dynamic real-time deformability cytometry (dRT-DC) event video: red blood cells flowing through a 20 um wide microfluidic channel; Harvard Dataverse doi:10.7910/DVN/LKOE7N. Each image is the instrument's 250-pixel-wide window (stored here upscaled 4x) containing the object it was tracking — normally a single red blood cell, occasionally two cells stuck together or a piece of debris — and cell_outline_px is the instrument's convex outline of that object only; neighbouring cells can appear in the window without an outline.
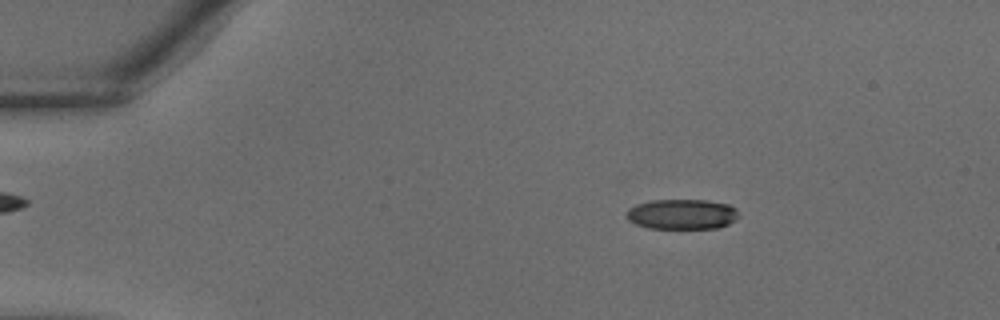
{"species": "common noctule bat (a hibernating species)", "species_latin": "Nyctalus noctula", "temperature_condition": "warm", "stored_images_in_passage": 37, "camera_frame_rate_fps": 3000, "um_per_image_px": 0.085, "animal": {"sex": "male", "body_mass_g": 18.8}, "frame": {"image": 1, "passage_image": 6, "time_ms": 1.667, "image_size_px": [1000, 320], "cell_outline_px": [[736, 220], [720, 228], [648, 228], [636, 224], [628, 220], [624, 216], [628, 208], [636, 204], [652, 200], [704, 200], [728, 204], [736, 208]], "centroid_in_image_um": [57.92, 18.21], "position_along_channel_um": 27.1, "area_um2": 19.77}}
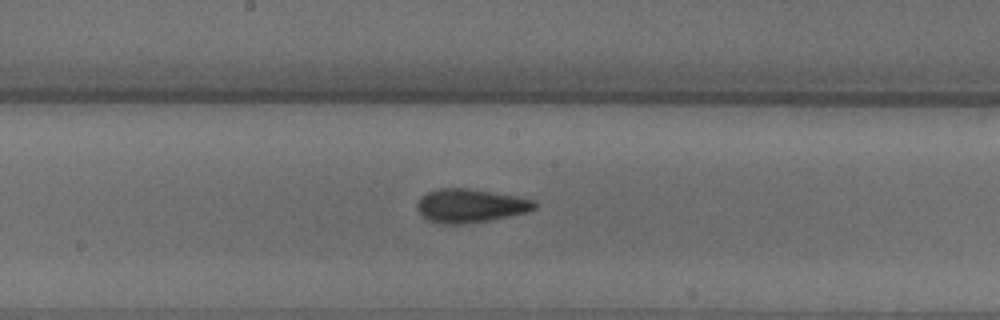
{"frame": {"image": 2, "passage_image": 20, "time_ms": 6.333, "image_size_px": [1000, 320], "cell_outline_px": [[536, 208], [528, 212], [488, 220], [456, 224], [440, 224], [428, 220], [416, 208], [416, 204], [420, 196], [428, 192], [440, 188], [464, 188], [492, 192], [516, 196], [536, 200]], "centroid_in_image_um": [39.97, 17.48], "position_along_channel_um": 208.2, "area_um2": 22.83}}
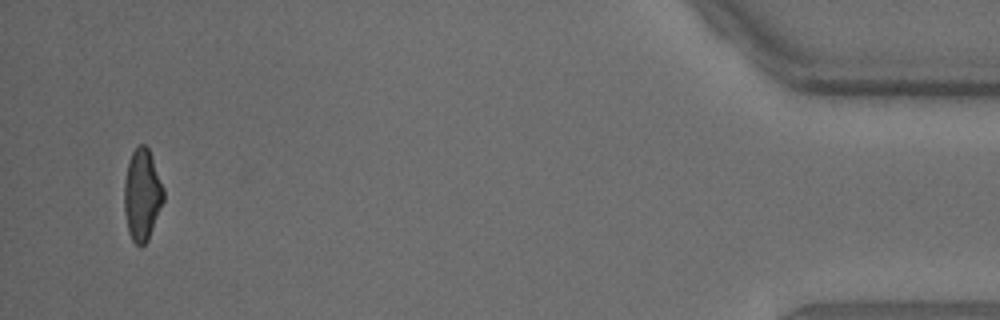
{"frame": {"image": 3, "passage_image": 36, "time_ms": 11.667, "image_size_px": [1000, 320], "cell_outline_px": [[164, 200], [148, 240], [140, 248], [132, 240], [128, 232], [124, 212], [124, 180], [128, 164], [132, 152], [140, 144], [144, 144], [148, 148], [164, 188]], "centroid_in_image_um": [12.07, 16.59], "position_along_channel_um": 423.1, "area_um2": 20.98}}